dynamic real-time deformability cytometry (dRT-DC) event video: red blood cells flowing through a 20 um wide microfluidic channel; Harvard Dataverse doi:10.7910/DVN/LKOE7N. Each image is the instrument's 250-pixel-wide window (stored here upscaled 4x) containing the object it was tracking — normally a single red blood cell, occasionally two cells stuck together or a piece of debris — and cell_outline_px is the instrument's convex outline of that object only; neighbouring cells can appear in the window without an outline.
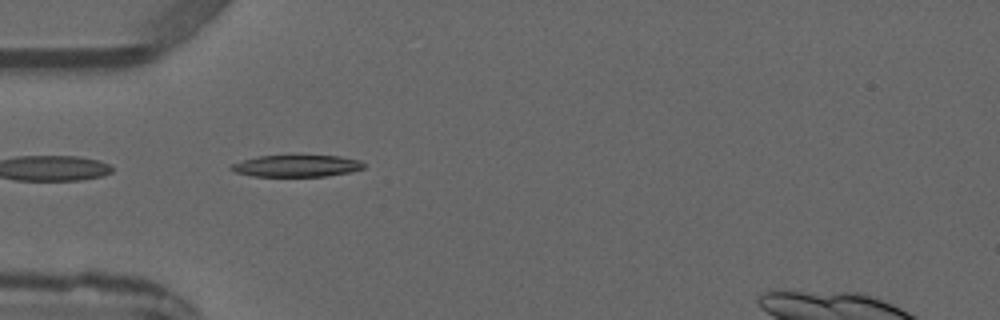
{"species": "common noctule bat (a hibernating species)", "species_latin": "Nyctalus noctula", "temperature_condition": "warm", "stored_images_in_passage": 5, "camera_frame_rate_fps": 3000, "um_per_image_px": 0.085, "animal": {"sex": "male", "forearm_length_mm": 52.5}, "frame": {"image": 1, "passage_image": 4, "time_ms": 4.333, "image_size_px": [1000, 320], "cell_outline_px": [[364, 168], [352, 172], [324, 176], [252, 176], [236, 172], [228, 168], [232, 164], [256, 156], [340, 156], [360, 160], [364, 164]], "centroid_in_image_um": [25.23, 14.1], "position_along_channel_um": 59.8, "area_um2": 16.7}}
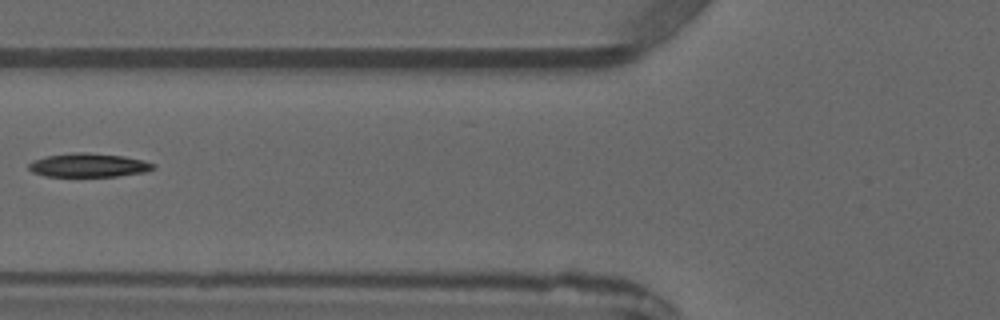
{"frame": {"image": 2, "passage_image": 5, "time_ms": 5.667, "image_size_px": [1000, 320], "cell_outline_px": [[156, 168], [144, 172], [116, 176], [44, 176], [32, 172], [28, 168], [28, 164], [32, 160], [44, 156], [76, 152], [84, 152], [124, 156], [144, 160], [156, 164]], "centroid_in_image_um": [7.51, 14.03], "position_along_channel_um": 118.3, "area_um2": 17.34}}